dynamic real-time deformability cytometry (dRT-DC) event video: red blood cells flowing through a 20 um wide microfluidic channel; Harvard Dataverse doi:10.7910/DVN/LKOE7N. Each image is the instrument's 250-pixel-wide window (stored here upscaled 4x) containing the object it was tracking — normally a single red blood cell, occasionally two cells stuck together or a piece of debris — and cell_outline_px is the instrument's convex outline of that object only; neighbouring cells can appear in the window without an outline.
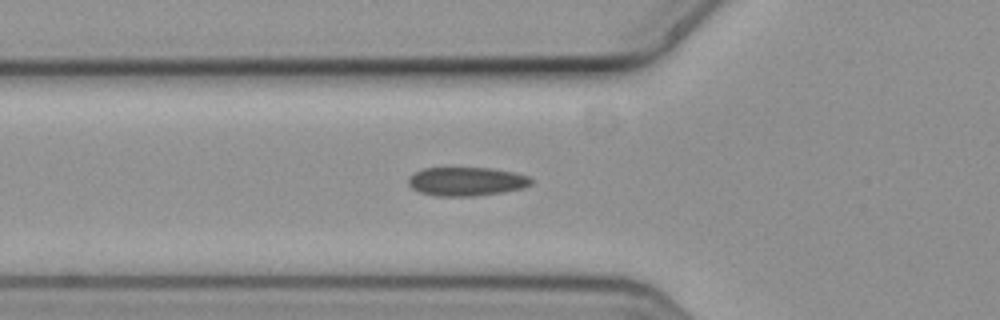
{"species": "common noctule bat (a hibernating species)", "species_latin": "Nyctalus noctula", "temperature_condition": "cold", "stored_images_in_passage": 6, "segment_of_instrument_passage": [2, 2], "camera_frame_rate_fps": 3000, "um_per_image_px": 0.085, "animal": {"sex": "female", "body_mass_g": 19.3, "forearm_length_mm": 54.1}, "frame": {"image": 1, "passage_image": 6, "time_ms": 1.667, "image_size_px": [1000, 320], "cell_outline_px": [[532, 184], [524, 188], [504, 192], [476, 196], [436, 196], [420, 192], [412, 188], [408, 184], [408, 176], [412, 172], [424, 168], [492, 168], [512, 172], [528, 176], [532, 180]], "centroid_in_image_um": [39.63, 15.42], "position_along_channel_um": 86.2, "area_um2": 20.75}}